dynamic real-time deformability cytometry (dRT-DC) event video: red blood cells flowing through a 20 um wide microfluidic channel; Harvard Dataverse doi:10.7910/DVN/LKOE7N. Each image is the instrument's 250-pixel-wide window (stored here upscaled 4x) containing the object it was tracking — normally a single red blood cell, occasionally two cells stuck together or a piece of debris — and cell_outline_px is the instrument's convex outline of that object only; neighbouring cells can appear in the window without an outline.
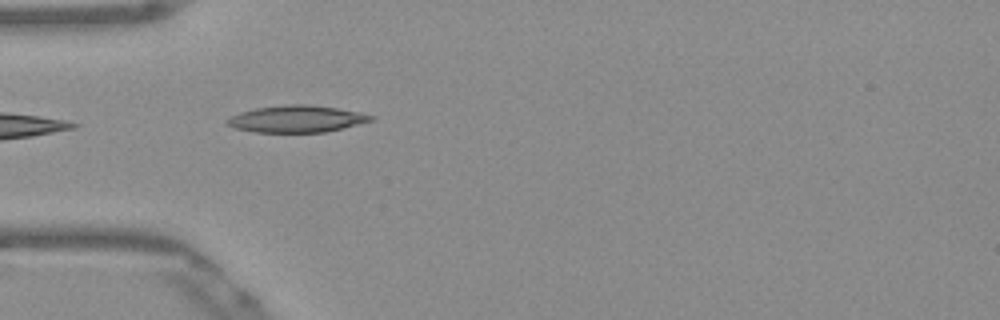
{"species": "Egyptian fruit bat (a non-hibernating species)", "species_latin": "Rousettus aegyptiacus", "temperature_condition": "warm", "stored_images_in_passage": 38, "camera_frame_rate_fps": 3000, "um_per_image_px": 0.085, "frame": {"image": 1, "passage_image": 2, "time_ms": 0.333, "image_size_px": [1000, 320], "cell_outline_px": [[376, 116], [372, 120], [324, 132], [256, 132], [236, 128], [224, 124], [224, 120], [240, 112], [256, 108], [288, 104], [304, 104], [336, 108], [360, 112]], "centroid_in_image_um": [25.16, 10.1], "position_along_channel_um": 59.8, "area_um2": 22.25}}
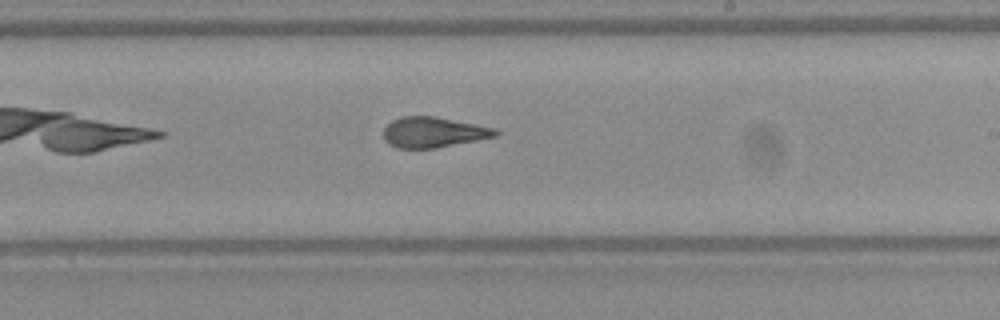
{"frame": {"image": 2, "passage_image": 17, "time_ms": 5.333, "image_size_px": [1000, 320], "cell_outline_px": [[500, 132], [496, 136], [436, 148], [396, 148], [388, 144], [384, 140], [384, 128], [392, 120], [400, 116], [436, 116], [496, 128]], "centroid_in_image_um": [36.82, 11.23], "position_along_channel_um": 252.2, "area_um2": 19.94}}
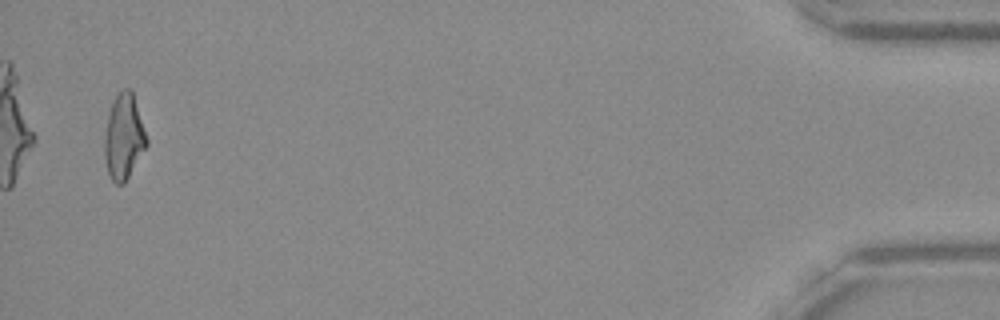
{"frame": {"image": 3, "passage_image": 37, "time_ms": 12.0, "image_size_px": [1000, 320], "cell_outline_px": [[148, 144], [124, 184], [116, 184], [112, 180], [108, 172], [104, 156], [104, 136], [108, 116], [112, 100], [124, 88], [132, 88], [148, 140]], "centroid_in_image_um": [10.53, 11.61], "position_along_channel_um": 424.7, "area_um2": 20.98}, "authors_computed_cell_mechanics": {"area_um2": 20.519, "velocity_mm_per_s": 3.8847, "shape_relaxation_time_tau1_ms": null, "shape_relaxation_time_tau2_ms": 1.4566, "deformation_change_tau1": null, "deformation_change_tau2": 0.0932}}